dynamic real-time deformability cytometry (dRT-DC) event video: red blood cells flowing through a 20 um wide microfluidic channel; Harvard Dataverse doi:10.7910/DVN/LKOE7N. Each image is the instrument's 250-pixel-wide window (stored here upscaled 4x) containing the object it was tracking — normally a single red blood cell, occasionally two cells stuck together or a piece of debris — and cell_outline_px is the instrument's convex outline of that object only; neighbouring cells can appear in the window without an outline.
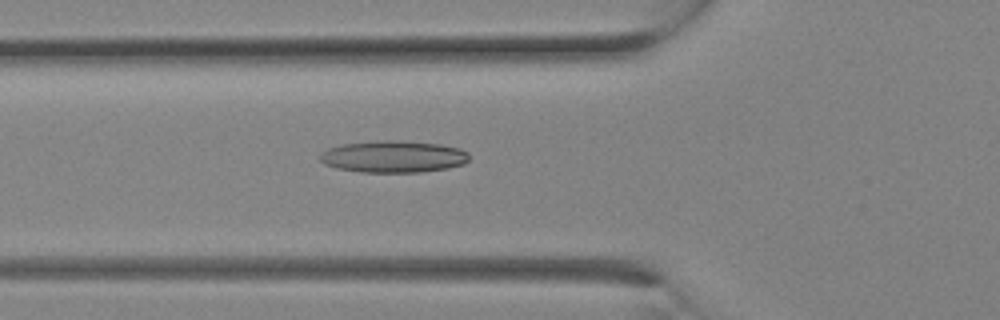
{"species": "Egyptian fruit bat (a non-hibernating species)", "species_latin": "Rousettus aegyptiacus", "temperature_condition": "room temperature", "stored_images_in_passage": 9, "camera_frame_rate_fps": 3000, "um_per_image_px": 0.085, "animal": {"sex": "female"}, "frame": {"image": 1, "passage_image": 9, "time_ms": 2.667, "image_size_px": [1000, 320], "cell_outline_px": [[468, 160], [464, 164], [448, 168], [420, 172], [360, 172], [336, 168], [324, 164], [320, 160], [320, 152], [328, 148], [340, 144], [376, 140], [392, 140], [440, 144], [460, 148], [468, 152]], "centroid_in_image_um": [33.41, 13.31], "position_along_channel_um": 92.4, "area_um2": 27.92}}